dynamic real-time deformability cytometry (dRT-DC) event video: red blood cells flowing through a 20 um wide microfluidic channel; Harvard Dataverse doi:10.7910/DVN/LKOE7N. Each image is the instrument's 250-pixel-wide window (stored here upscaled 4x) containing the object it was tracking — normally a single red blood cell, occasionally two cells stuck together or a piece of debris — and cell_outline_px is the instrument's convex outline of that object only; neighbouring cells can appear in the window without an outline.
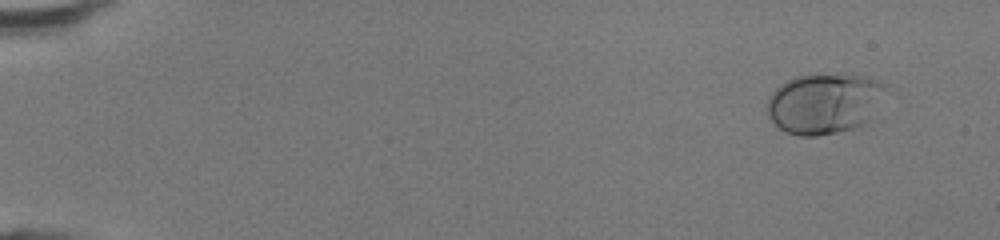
{"species": "human", "species_latin": "Homo sapiens", "temperature_condition": "room temperature", "stored_images_in_passage": 45, "camera_frame_rate_fps": 3000, "um_per_image_px": 0.085, "donor": {"sex": "female"}, "frame": {"image": 1, "passage_image": 1, "time_ms": 0.0, "image_size_px": [1000, 240], "cell_outline_px": [[892, 92], [864, 124], [856, 128], [816, 136], [800, 136], [784, 132], [768, 116], [768, 96], [780, 84], [796, 76], [812, 72], [816, 72], [864, 76], [888, 84]], "centroid_in_image_um": [70.15, 8.75], "position_along_channel_um": 14.9, "area_um2": 43.06}}
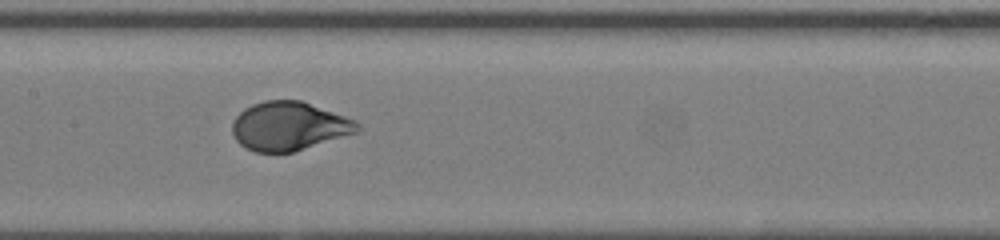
{"frame": {"image": 2, "passage_image": 23, "time_ms": 7.333, "image_size_px": [1000, 240], "cell_outline_px": [[360, 128], [356, 132], [292, 152], [256, 152], [240, 144], [236, 140], [232, 132], [232, 120], [244, 108], [252, 104], [264, 100], [300, 100], [356, 120], [360, 124]], "centroid_in_image_um": [24.53, 10.71], "position_along_channel_um": 182.9, "area_um2": 35.2}}
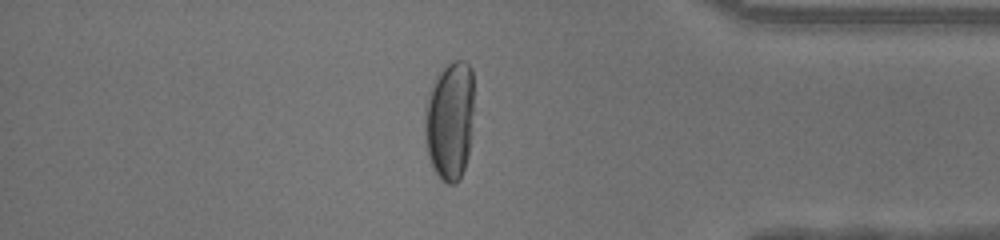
{"frame": {"image": 3, "passage_image": 39, "time_ms": 12.667, "image_size_px": [1000, 240], "cell_outline_px": [[472, 112], [468, 156], [464, 168], [456, 184], [448, 184], [440, 180], [432, 168], [428, 156], [424, 140], [424, 108], [428, 92], [440, 68], [452, 60], [464, 60], [472, 68]], "centroid_in_image_um": [38.18, 10.23], "position_along_channel_um": 397.0, "area_um2": 34.62}, "authors_computed_cell_mechanics": {"area_um2": 37.1076, "velocity_mm_per_s": 4.3596, "shape_relaxation_time_tau1_ms": 3.2103, "shape_relaxation_time_tau2_ms": null, "deformation_change_tau1": 0.1897, "deformation_change_tau2": null}}